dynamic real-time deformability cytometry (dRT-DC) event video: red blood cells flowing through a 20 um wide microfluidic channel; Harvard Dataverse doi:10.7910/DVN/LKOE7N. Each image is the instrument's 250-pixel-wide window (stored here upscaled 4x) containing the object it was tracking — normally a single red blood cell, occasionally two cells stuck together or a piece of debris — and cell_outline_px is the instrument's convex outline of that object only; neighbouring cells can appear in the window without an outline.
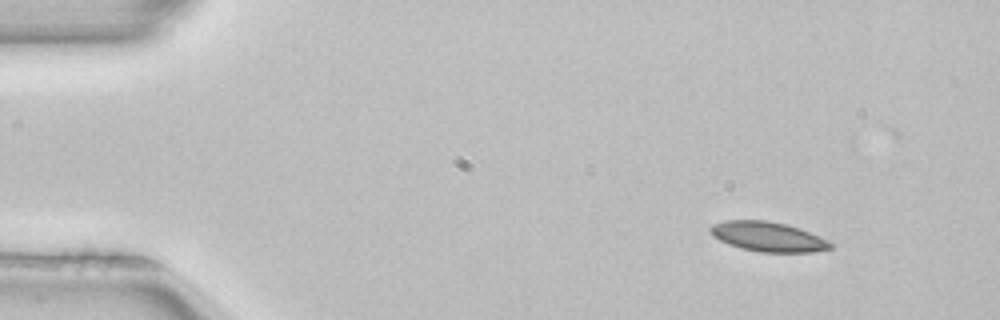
{"species": "common noctule bat (a hibernating species)", "species_latin": "Nyctalus noctula", "temperature_condition": "room temperature", "stored_images_in_passage": 3, "camera_frame_rate_fps": 3000, "um_per_image_px": 0.085, "animal": {"sex": "female", "body_mass_g": 22.7, "forearm_length_mm": 54.2}, "frame": {"image": 1, "passage_image": 1, "time_ms": 0.0, "image_size_px": [1000, 320], "cell_outline_px": [[832, 248], [812, 252], [760, 252], [740, 248], [728, 244], [712, 236], [708, 232], [708, 228], [712, 224], [724, 220], [768, 220], [788, 224], [800, 228], [820, 236], [832, 244]], "centroid_in_image_um": [65.23, 20.1], "position_along_channel_um": 19.8, "area_um2": 21.04}}
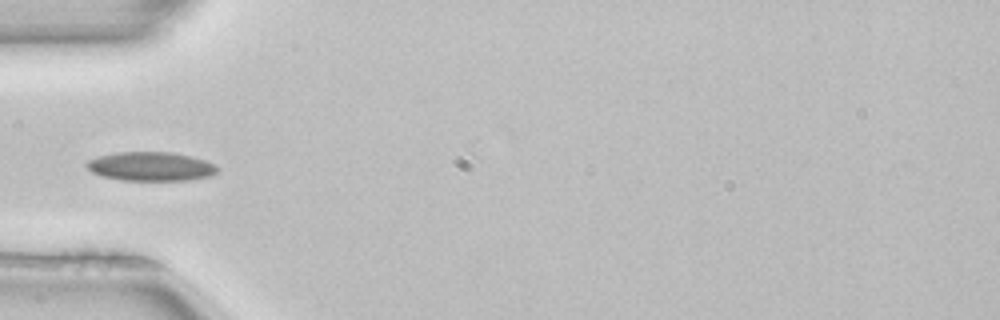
{"frame": {"image": 2, "passage_image": 3, "time_ms": 0.667, "image_size_px": [1000, 320], "cell_outline_px": [[220, 168], [212, 176], [188, 180], [120, 180], [100, 176], [92, 172], [84, 164], [88, 160], [100, 156], [116, 152], [172, 152], [192, 156], [216, 164]], "centroid_in_image_um": [12.84, 14.15], "position_along_channel_um": 72.2, "area_um2": 22.25}}